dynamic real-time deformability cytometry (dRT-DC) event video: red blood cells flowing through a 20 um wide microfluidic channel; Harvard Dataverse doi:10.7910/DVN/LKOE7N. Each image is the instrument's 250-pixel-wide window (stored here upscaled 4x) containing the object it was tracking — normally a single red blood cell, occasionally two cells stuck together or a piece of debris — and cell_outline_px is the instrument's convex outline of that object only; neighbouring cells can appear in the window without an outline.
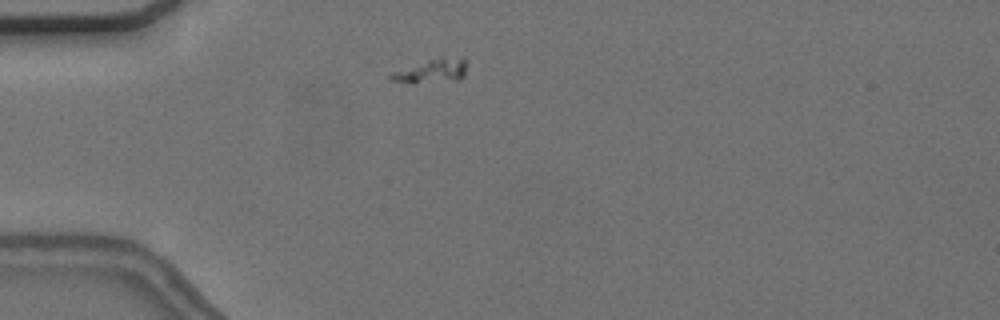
{"species": "common noctule bat (a hibernating species)", "species_latin": "Nyctalus noctula", "temperature_condition": "cold", "stored_images_in_passage": 45, "camera_frame_rate_fps": 3000, "um_per_image_px": 0.085, "animal": {"sex": "female", "body_mass_g": 24.6, "forearm_length_mm": 56.2}, "frame": {"image": 1, "passage_image": 4, "time_ms": 1.0, "image_size_px": [1000, 320], "cell_outline_px": [[468, 64], [464, 76], [460, 80], [412, 84], [388, 80], [388, 76], [392, 72], [440, 56], [464, 60]], "centroid_in_image_um": [36.68, 6.07], "position_along_channel_um": 48.3, "area_um2": 10.75}}
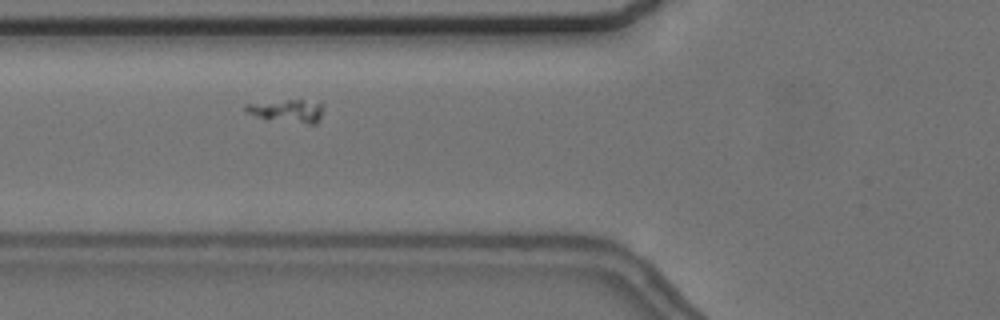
{"frame": {"image": 2, "passage_image": 10, "time_ms": 3.0, "image_size_px": [1000, 320], "cell_outline_px": [[324, 108], [316, 124], [308, 124], [268, 120], [244, 112], [244, 104], [300, 96], [324, 104]], "centroid_in_image_um": [24.42, 9.36], "position_along_channel_um": 101.4, "area_um2": 11.44}}
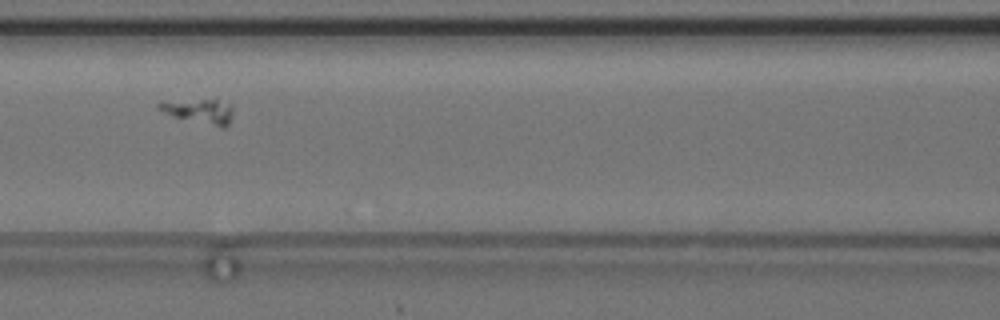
{"frame": {"image": 3, "passage_image": 14, "time_ms": 4.333, "image_size_px": [1000, 320], "cell_outline_px": [[232, 112], [228, 124], [224, 128], [220, 128], [176, 116], [164, 112], [156, 108], [156, 104], [160, 100], [216, 100], [228, 104], [232, 108]], "centroid_in_image_um": [16.89, 9.44], "position_along_channel_um": 149.7, "area_um2": 10.46}}